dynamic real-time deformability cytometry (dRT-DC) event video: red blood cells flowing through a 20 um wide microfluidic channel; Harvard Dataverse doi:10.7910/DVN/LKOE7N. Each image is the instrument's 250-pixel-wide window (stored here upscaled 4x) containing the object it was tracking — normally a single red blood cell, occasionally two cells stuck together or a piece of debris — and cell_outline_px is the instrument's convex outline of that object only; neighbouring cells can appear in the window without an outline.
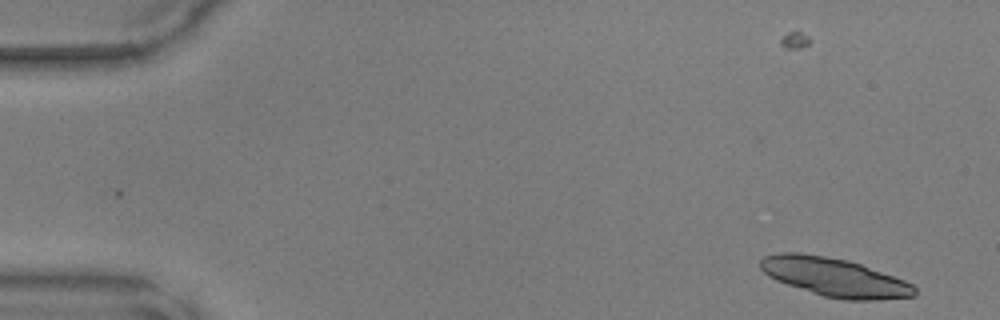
{"species": "common noctule bat (a hibernating species)", "species_latin": "Nyctalus noctula", "temperature_condition": "warm", "stored_images_in_passage": 46, "camera_frame_rate_fps": 3000, "um_per_image_px": 0.085, "animal": {"sex": "male", "body_mass_g": 17.9, "forearm_length_mm": 54.2}, "frame": {"image": 1, "passage_image": 1, "time_ms": 0.0, "image_size_px": [1000, 320], "cell_outline_px": [[916, 296], [876, 300], [844, 300], [824, 296], [776, 280], [768, 276], [760, 268], [760, 260], [764, 256], [780, 252], [800, 252], [848, 260], [860, 264], [904, 280], [912, 284], [916, 288]], "centroid_in_image_um": [70.93, 23.56], "position_along_channel_um": 14.1, "area_um2": 34.45}}
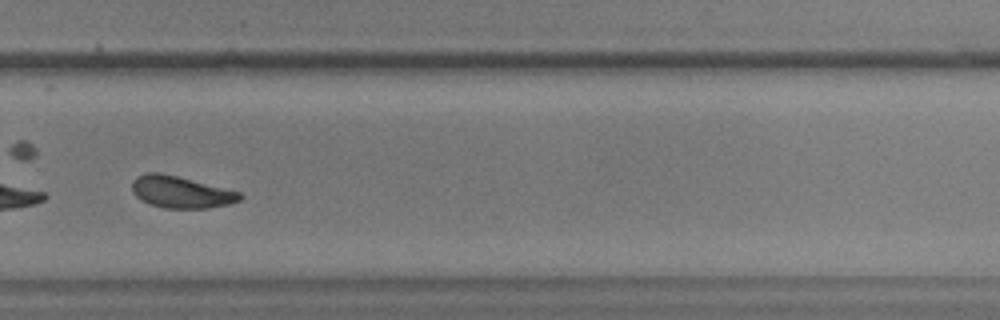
{"frame": {"image": 2, "passage_image": 32, "time_ms": 10.333, "image_size_px": [1000, 320], "cell_outline_px": [[244, 196], [240, 200], [228, 204], [208, 208], [164, 208], [148, 204], [136, 196], [132, 192], [132, 180], [136, 176], [144, 172], [160, 172], [240, 192]], "centroid_in_image_um": [15.33, 16.32], "position_along_channel_um": 314.5, "area_um2": 20.0}}